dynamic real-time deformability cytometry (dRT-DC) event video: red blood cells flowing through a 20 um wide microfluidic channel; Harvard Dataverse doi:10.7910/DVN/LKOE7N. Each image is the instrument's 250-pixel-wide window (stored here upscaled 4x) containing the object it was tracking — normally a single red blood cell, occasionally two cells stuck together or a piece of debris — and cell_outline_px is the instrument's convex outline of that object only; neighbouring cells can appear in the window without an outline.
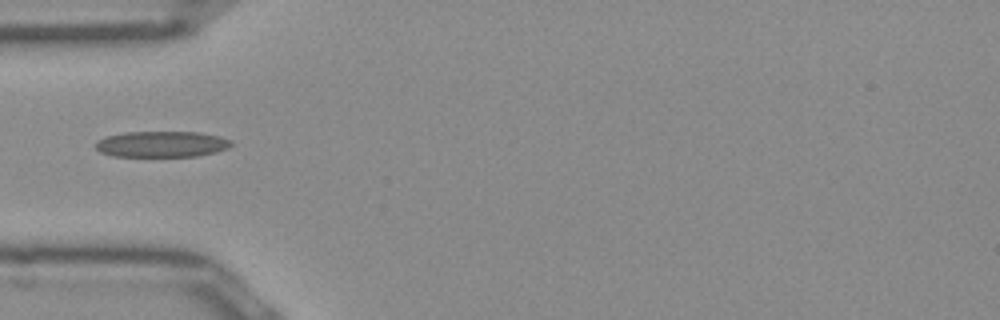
{"species": "Egyptian fruit bat (a non-hibernating species)", "species_latin": "Rousettus aegyptiacus", "temperature_condition": "room temperature", "stored_images_in_passage": 31, "camera_frame_rate_fps": 3000, "um_per_image_px": 0.085, "frame": {"image": 1, "passage_image": 1, "time_ms": 0.0, "image_size_px": [1000, 320], "cell_outline_px": [[232, 144], [228, 148], [216, 152], [196, 156], [112, 156], [100, 152], [96, 148], [96, 140], [104, 136], [124, 132], [196, 132], [220, 136], [232, 140]], "centroid_in_image_um": [13.72, 12.25], "position_along_channel_um": 71.3, "area_um2": 20.63}}
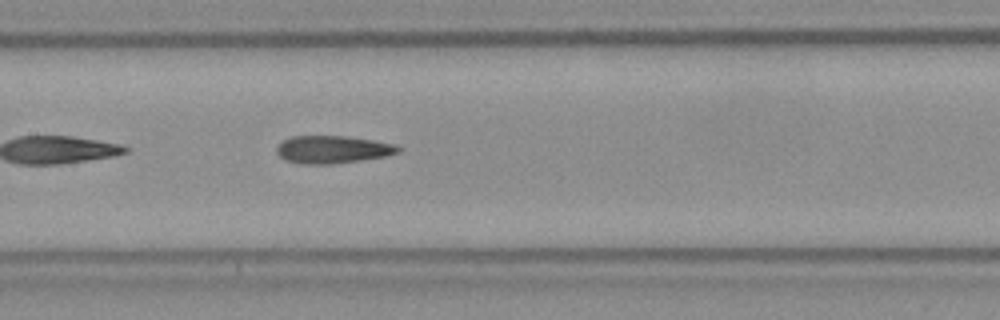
{"frame": {"image": 2, "passage_image": 9, "time_ms": 2.667, "image_size_px": [1000, 320], "cell_outline_px": [[404, 148], [400, 152], [384, 156], [360, 160], [332, 164], [304, 164], [284, 160], [276, 152], [276, 148], [284, 140], [292, 136], [348, 136], [396, 144]], "centroid_in_image_um": [28.3, 12.7], "position_along_channel_um": 179.1, "area_um2": 19.59}}
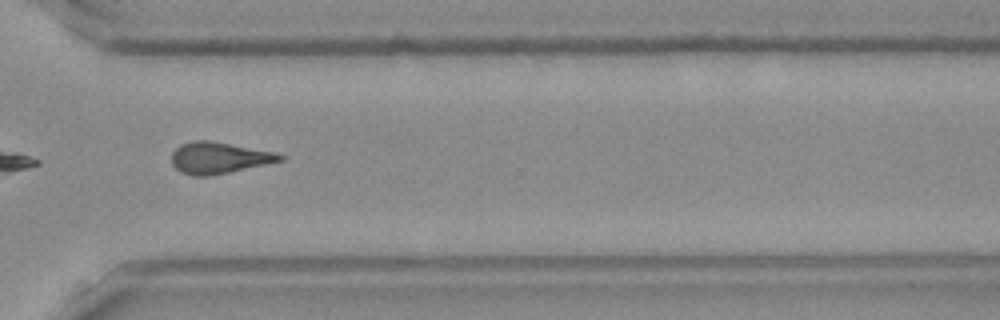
{"frame": {"image": 3, "passage_image": 22, "time_ms": 7.0, "image_size_px": [1000, 320], "cell_outline_px": [[284, 160], [268, 164], [208, 176], [192, 176], [180, 172], [172, 164], [172, 152], [180, 144], [192, 140], [208, 140], [272, 152], [284, 156]], "centroid_in_image_um": [18.56, 13.42], "position_along_channel_um": 352.0, "area_um2": 19.65}}